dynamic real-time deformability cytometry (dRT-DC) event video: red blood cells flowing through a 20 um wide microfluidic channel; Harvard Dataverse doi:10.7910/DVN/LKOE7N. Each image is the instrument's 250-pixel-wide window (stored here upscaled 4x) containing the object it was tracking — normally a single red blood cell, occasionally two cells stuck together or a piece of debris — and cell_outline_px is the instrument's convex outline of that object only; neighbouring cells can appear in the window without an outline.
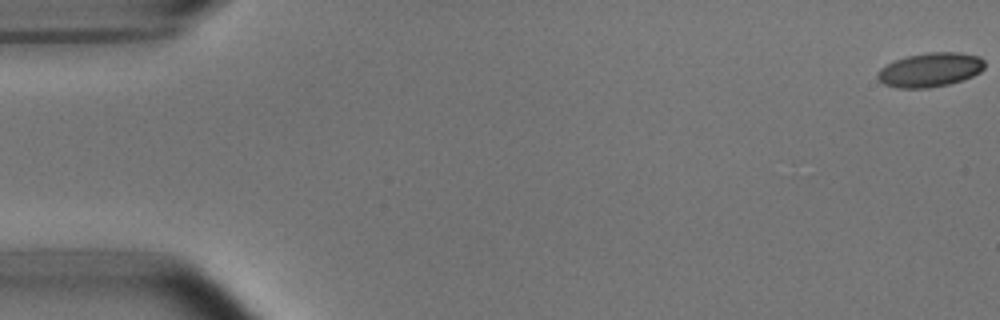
{"species": "common noctule bat (a hibernating species)", "species_latin": "Nyctalus noctula", "temperature_condition": "room temperature", "stored_images_in_passage": 54, "camera_frame_rate_fps": 3000, "um_per_image_px": 0.085, "animal": {"sex": "male", "body_mass_g": 15.6}, "frame": {"image": 1, "passage_image": 1, "time_ms": 0.0, "image_size_px": [1000, 320], "cell_outline_px": [[984, 68], [980, 72], [972, 76], [948, 84], [924, 88], [904, 88], [884, 84], [880, 80], [880, 72], [888, 64], [896, 60], [908, 56], [932, 52], [952, 52], [976, 56], [984, 60]], "centroid_in_image_um": [79.11, 5.93], "position_along_channel_um": 5.9, "area_um2": 20.46}}
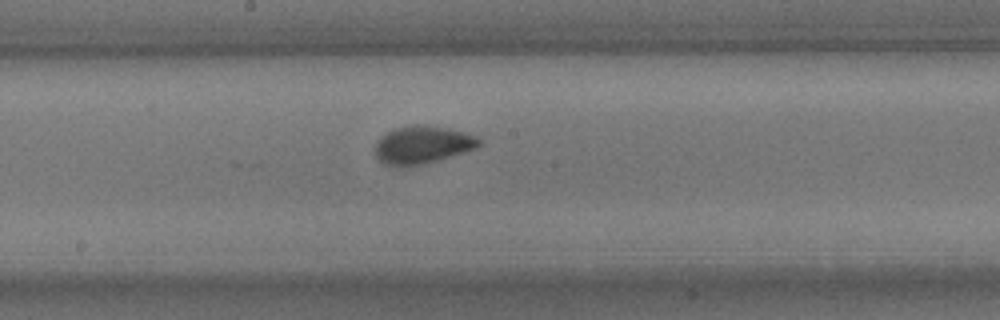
{"frame": {"image": 2, "passage_image": 29, "time_ms": 9.333, "image_size_px": [1000, 320], "cell_outline_px": [[480, 144], [476, 148], [436, 160], [420, 164], [388, 164], [380, 160], [376, 156], [376, 144], [388, 132], [396, 128], [440, 128], [460, 132], [472, 136], [480, 140]], "centroid_in_image_um": [35.91, 12.34], "position_along_channel_um": 212.3, "area_um2": 20.75}}
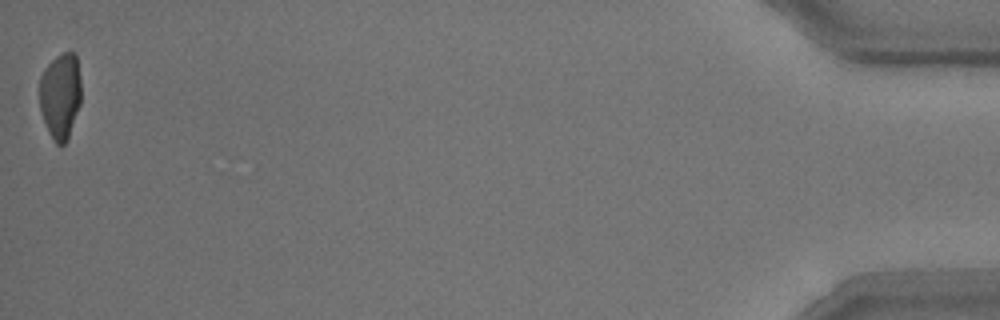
{"frame": {"image": 3, "passage_image": 54, "time_ms": 17.667, "image_size_px": [1000, 320], "cell_outline_px": [[80, 104], [68, 136], [64, 144], [56, 144], [44, 120], [40, 108], [40, 76], [44, 68], [56, 56], [64, 52], [76, 52], [80, 80]], "centroid_in_image_um": [5.13, 8.07], "position_along_channel_um": 430.1, "area_um2": 20.52}, "authors_computed_cell_mechanics": {"area_um2": 20.7502, "velocity_mm_per_s": 3.7347, "shape_relaxation_time_tau1_ms": 4.3777, "shape_relaxation_time_tau2_ms": null, "deformation_change_tau1": 0.1602, "deformation_change_tau2": null}}